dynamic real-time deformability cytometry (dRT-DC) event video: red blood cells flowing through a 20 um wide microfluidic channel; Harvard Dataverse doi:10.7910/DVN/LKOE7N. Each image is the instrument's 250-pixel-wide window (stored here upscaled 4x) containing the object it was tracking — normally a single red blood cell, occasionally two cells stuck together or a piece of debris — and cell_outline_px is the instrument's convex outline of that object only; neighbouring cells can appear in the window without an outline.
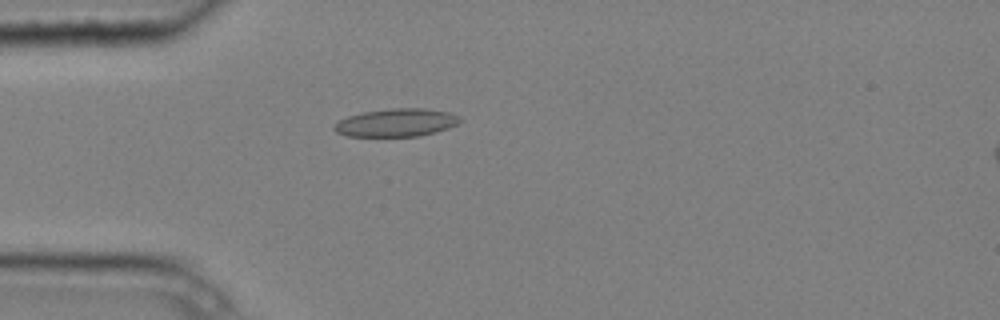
{"species": "common noctule bat (a hibernating species)", "species_latin": "Nyctalus noctula", "temperature_condition": "cold", "stored_images_in_passage": 4, "camera_frame_rate_fps": 3000, "um_per_image_px": 0.085, "animal": {"sex": "male", "body_mass_g": 20.4}, "frame": {"image": 1, "passage_image": 4, "time_ms": 1.0, "image_size_px": [1000, 320], "cell_outline_px": [[460, 120], [456, 124], [448, 128], [436, 132], [420, 136], [348, 136], [336, 132], [332, 128], [340, 120], [348, 116], [364, 112], [392, 108], [424, 108], [448, 112], [460, 116]], "centroid_in_image_um": [33.69, 10.42], "position_along_channel_um": 51.3, "area_um2": 20.35}}